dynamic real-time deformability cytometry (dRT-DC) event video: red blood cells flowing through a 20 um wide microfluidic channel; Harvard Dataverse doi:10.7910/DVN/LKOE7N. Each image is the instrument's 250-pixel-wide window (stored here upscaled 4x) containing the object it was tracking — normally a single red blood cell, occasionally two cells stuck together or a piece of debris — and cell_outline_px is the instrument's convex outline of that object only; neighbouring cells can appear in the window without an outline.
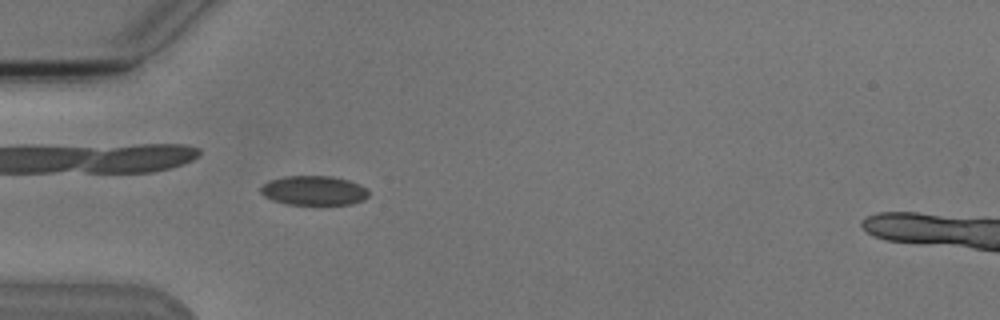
{"species": "Egyptian fruit bat (a non-hibernating species)", "species_latin": "Rousettus aegyptiacus", "temperature_condition": "cold", "stored_images_in_passage": 1, "camera_frame_rate_fps": 3000, "um_per_image_px": 0.085, "animal": {"sex": "male"}, "frame": {"image": 1, "passage_image": 1, "time_ms": 0.0, "image_size_px": [1000, 320], "cell_outline_px": [[368, 196], [364, 200], [352, 204], [288, 204], [272, 200], [264, 196], [260, 192], [260, 188], [264, 184], [272, 180], [284, 176], [332, 176], [348, 180], [360, 184], [368, 188]], "centroid_in_image_um": [26.71, 16.19], "position_along_channel_um": 58.3, "area_um2": 18.5}}